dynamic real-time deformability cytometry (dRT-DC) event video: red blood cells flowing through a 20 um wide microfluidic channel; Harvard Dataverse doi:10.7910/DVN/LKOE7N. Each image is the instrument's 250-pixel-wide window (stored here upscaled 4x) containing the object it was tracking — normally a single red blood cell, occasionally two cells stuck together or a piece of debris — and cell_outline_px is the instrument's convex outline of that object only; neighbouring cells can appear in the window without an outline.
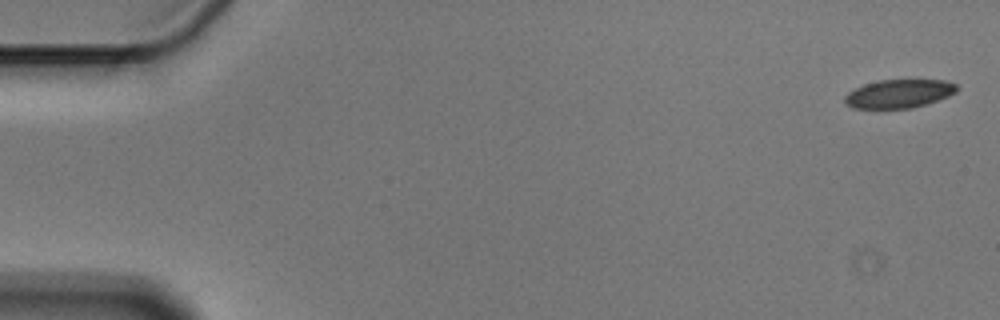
{"species": "Egyptian fruit bat (a non-hibernating species)", "species_latin": "Rousettus aegyptiacus", "temperature_condition": "cold", "stored_images_in_passage": 5, "camera_frame_rate_fps": 3000, "um_per_image_px": 0.085, "animal": {"sex": "male"}, "frame": {"image": 1, "passage_image": 1, "time_ms": 0.0, "image_size_px": [1000, 320], "cell_outline_px": [[956, 92], [948, 96], [912, 108], [852, 108], [844, 100], [844, 96], [848, 92], [864, 84], [880, 80], [944, 80], [956, 84]], "centroid_in_image_um": [76.39, 7.96], "position_along_channel_um": 8.6, "area_um2": 18.32}}
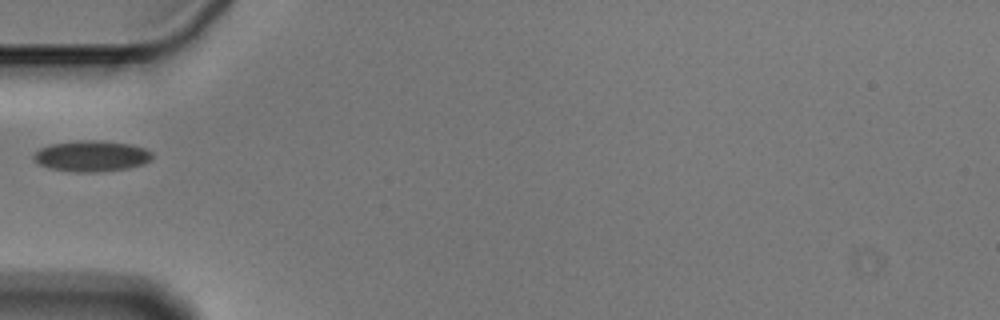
{"frame": {"image": 2, "passage_image": 5, "time_ms": 1.333, "image_size_px": [1000, 320], "cell_outline_px": [[152, 156], [144, 164], [128, 168], [92, 172], [80, 172], [52, 168], [40, 164], [32, 156], [40, 148], [52, 144], [76, 140], [96, 140], [128, 144], [144, 148], [152, 152]], "centroid_in_image_um": [7.79, 13.25], "position_along_channel_um": 77.2, "area_um2": 20.92}}